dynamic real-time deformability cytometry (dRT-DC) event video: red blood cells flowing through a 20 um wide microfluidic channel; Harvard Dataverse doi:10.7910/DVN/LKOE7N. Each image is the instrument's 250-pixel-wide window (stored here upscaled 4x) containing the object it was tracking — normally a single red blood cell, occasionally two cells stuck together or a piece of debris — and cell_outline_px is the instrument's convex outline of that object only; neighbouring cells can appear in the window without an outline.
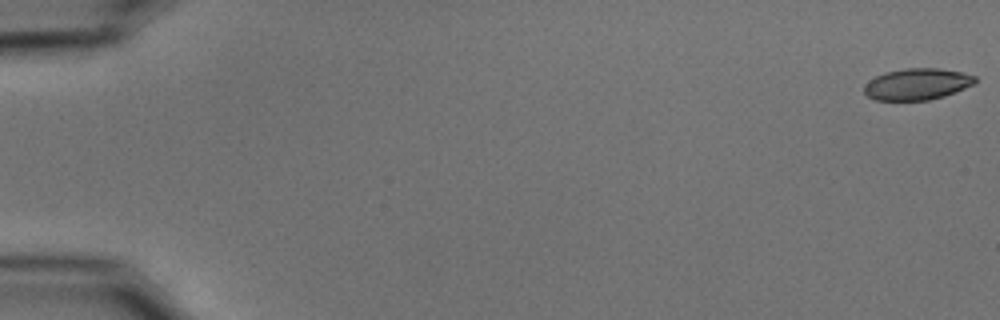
{"species": "common noctule bat (a hibernating species)", "species_latin": "Nyctalus noctula", "temperature_condition": "cold", "stored_images_in_passage": 12, "camera_frame_rate_fps": 3000, "um_per_image_px": 0.085, "animal": {"sex": "male", "body_mass_g": 15.6}, "frame": {"image": 1, "passage_image": 1, "time_ms": 0.0, "image_size_px": [1000, 320], "cell_outline_px": [[976, 84], [944, 96], [928, 100], [876, 100], [868, 96], [864, 92], [864, 84], [868, 80], [884, 72], [904, 68], [940, 68], [964, 72], [976, 76]], "centroid_in_image_um": [77.97, 7.14], "position_along_channel_um": 7.0, "area_um2": 20.58}}